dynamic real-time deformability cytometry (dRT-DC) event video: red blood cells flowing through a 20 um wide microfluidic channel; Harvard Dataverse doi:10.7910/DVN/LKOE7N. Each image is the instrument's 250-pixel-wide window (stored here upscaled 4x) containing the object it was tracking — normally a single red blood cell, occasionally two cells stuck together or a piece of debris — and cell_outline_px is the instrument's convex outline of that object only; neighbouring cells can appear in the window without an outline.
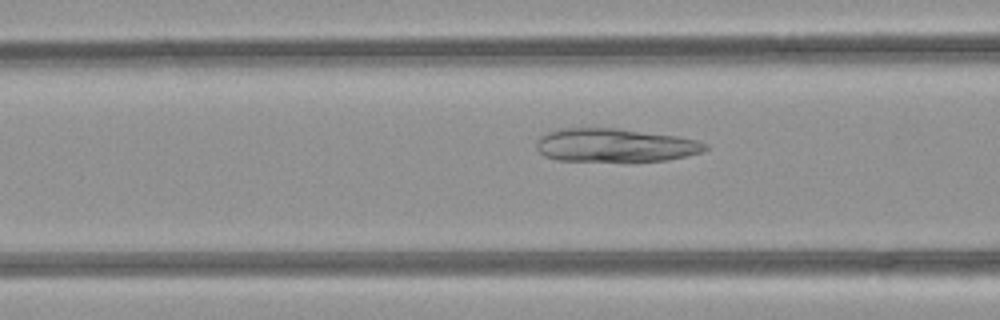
{"species": "common noctule bat (a hibernating species)", "species_latin": "Nyctalus noctula", "temperature_condition": "room temperature", "stored_images_in_passage": 51, "camera_frame_rate_fps": 3000, "um_per_image_px": 0.085, "animal": {"sex": "female", "body_mass_g": 21.9}, "frame": {"image": 1, "passage_image": 20, "time_ms": 6.333, "image_size_px": [1000, 320], "cell_outline_px": [[708, 148], [700, 152], [688, 156], [668, 160], [556, 160], [544, 156], [536, 148], [536, 140], [540, 136], [548, 132], [560, 128], [616, 128], [676, 136], [696, 140], [708, 144]], "centroid_in_image_um": [52.25, 12.33], "position_along_channel_um": 114.4, "area_um2": 32.54}}
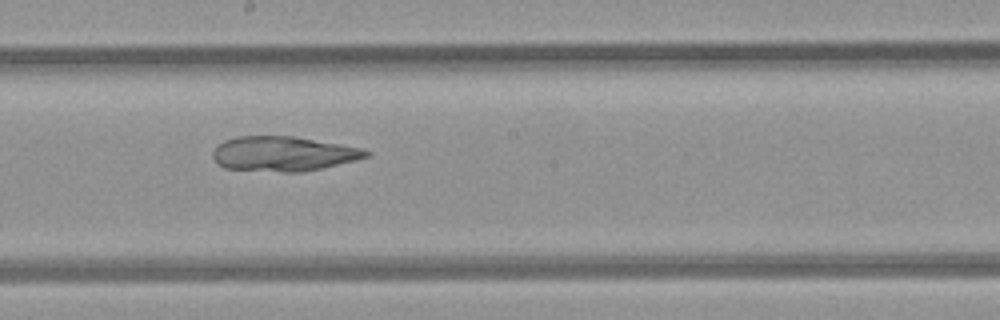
{"frame": {"image": 2, "passage_image": 28, "time_ms": 9.0, "image_size_px": [1000, 320], "cell_outline_px": [[372, 152], [368, 156], [356, 160], [320, 168], [300, 172], [280, 172], [224, 168], [216, 164], [212, 156], [212, 152], [224, 140], [236, 136], [292, 136], [364, 148]], "centroid_in_image_um": [24.06, 13.07], "position_along_channel_um": 224.1, "area_um2": 31.04}}
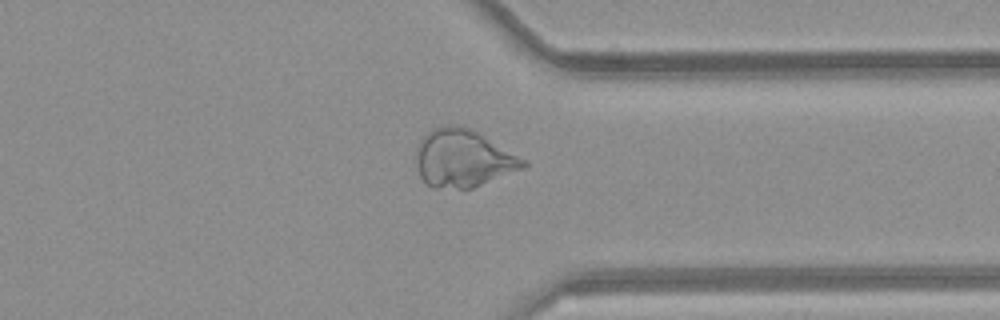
{"frame": {"image": 3, "passage_image": 39, "time_ms": 12.667, "image_size_px": [1000, 320], "cell_outline_px": [[528, 164], [524, 168], [472, 188], [432, 188], [420, 176], [416, 164], [416, 148], [420, 140], [432, 128], [448, 124], [460, 124], [476, 132], [528, 160]], "centroid_in_image_um": [39.35, 13.46], "position_along_channel_um": 372.0, "area_um2": 35.95}}